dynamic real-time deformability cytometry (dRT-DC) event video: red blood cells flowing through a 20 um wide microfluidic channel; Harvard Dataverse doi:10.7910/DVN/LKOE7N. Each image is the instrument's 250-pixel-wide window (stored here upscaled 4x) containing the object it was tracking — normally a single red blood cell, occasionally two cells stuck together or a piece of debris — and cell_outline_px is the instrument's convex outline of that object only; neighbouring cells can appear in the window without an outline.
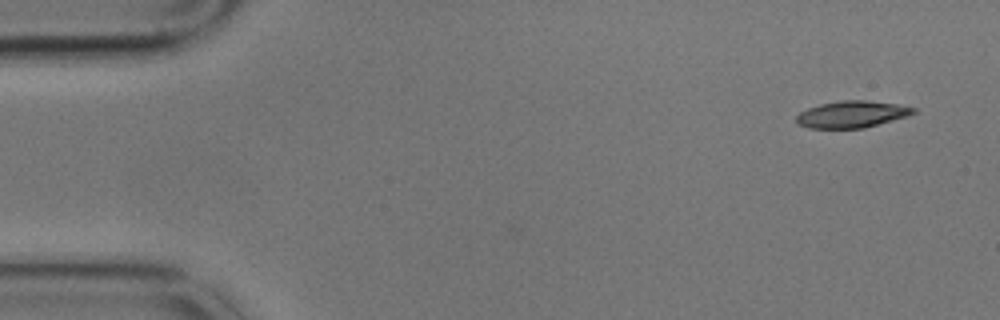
{"species": "common noctule bat (a hibernating species)", "species_latin": "Nyctalus noctula", "temperature_condition": "cold", "stored_images_in_passage": 2, "camera_frame_rate_fps": 3000, "um_per_image_px": 0.085, "animal": {"sex": "male", "body_mass_g": 17.9}, "frame": {"image": 1, "passage_image": 2, "time_ms": 0.333, "image_size_px": [1000, 320], "cell_outline_px": [[916, 112], [908, 116], [864, 128], [808, 128], [796, 124], [796, 116], [800, 112], [808, 108], [820, 104], [844, 100], [864, 100], [900, 104], [916, 108]], "centroid_in_image_um": [72.41, 9.71], "position_along_channel_um": 12.6, "area_um2": 18.32}}